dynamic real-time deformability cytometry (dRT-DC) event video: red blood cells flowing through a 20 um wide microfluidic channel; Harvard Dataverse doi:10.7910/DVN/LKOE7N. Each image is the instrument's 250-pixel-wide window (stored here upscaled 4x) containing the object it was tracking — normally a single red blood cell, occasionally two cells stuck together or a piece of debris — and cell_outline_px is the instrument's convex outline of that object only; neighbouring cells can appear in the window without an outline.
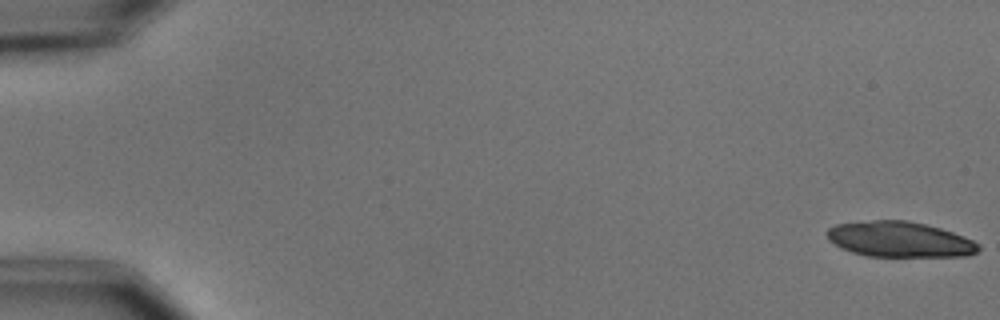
{"species": "common noctule bat (a hibernating species)", "species_latin": "Nyctalus noctula", "temperature_condition": "cold", "stored_images_in_passage": 12, "camera_frame_rate_fps": 3000, "um_per_image_px": 0.085, "animal": {"sex": "male", "body_mass_g": 15.6}, "frame": {"image": 1, "passage_image": 1, "time_ms": 0.0, "image_size_px": [1000, 320], "cell_outline_px": [[980, 248], [976, 252], [968, 256], [864, 256], [840, 248], [828, 240], [824, 232], [828, 228], [836, 224], [872, 220], [908, 220], [940, 228], [952, 232], [972, 240], [980, 244]], "centroid_in_image_um": [76.42, 20.35], "position_along_channel_um": 8.6, "area_um2": 31.44}}